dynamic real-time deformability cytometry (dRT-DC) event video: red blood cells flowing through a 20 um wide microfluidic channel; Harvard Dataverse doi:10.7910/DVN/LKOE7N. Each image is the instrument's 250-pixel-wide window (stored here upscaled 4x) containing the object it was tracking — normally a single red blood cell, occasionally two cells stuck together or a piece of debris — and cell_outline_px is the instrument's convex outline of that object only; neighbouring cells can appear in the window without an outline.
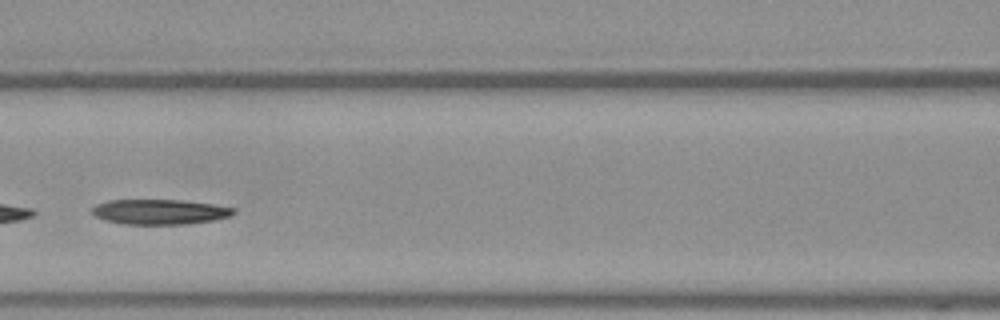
{"species": "Egyptian fruit bat (a non-hibernating species)", "species_latin": "Rousettus aegyptiacus", "temperature_condition": "warm", "stored_images_in_passage": 45, "camera_frame_rate_fps": 3000, "um_per_image_px": 0.085, "frame": {"image": 1, "passage_image": 17, "time_ms": 5.333, "image_size_px": [1000, 320], "cell_outline_px": [[236, 212], [228, 216], [212, 220], [188, 224], [120, 224], [96, 216], [92, 212], [92, 208], [96, 204], [108, 200], [180, 200], [212, 204], [236, 208]], "centroid_in_image_um": [13.57, 18.0], "position_along_channel_um": 153.0, "area_um2": 20.52}}
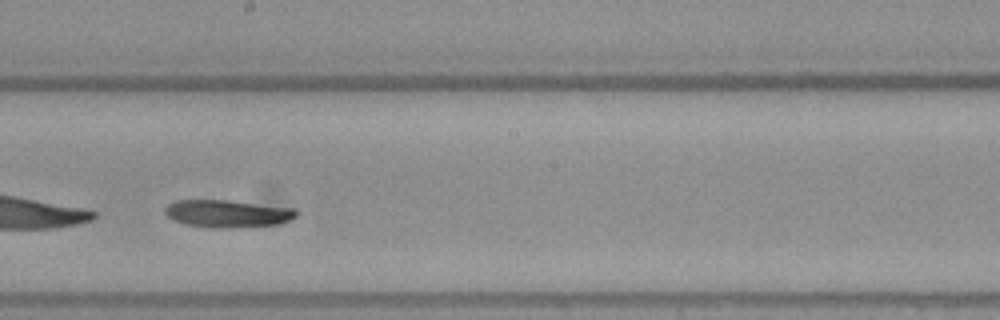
{"frame": {"image": 2, "passage_image": 23, "time_ms": 7.333, "image_size_px": [1000, 320], "cell_outline_px": [[300, 212], [296, 216], [288, 220], [276, 224], [236, 228], [208, 228], [184, 224], [172, 220], [164, 212], [164, 208], [168, 204], [176, 200], [224, 200], [296, 208]], "centroid_in_image_um": [19.31, 18.16], "position_along_channel_um": 228.9, "area_um2": 21.21}}
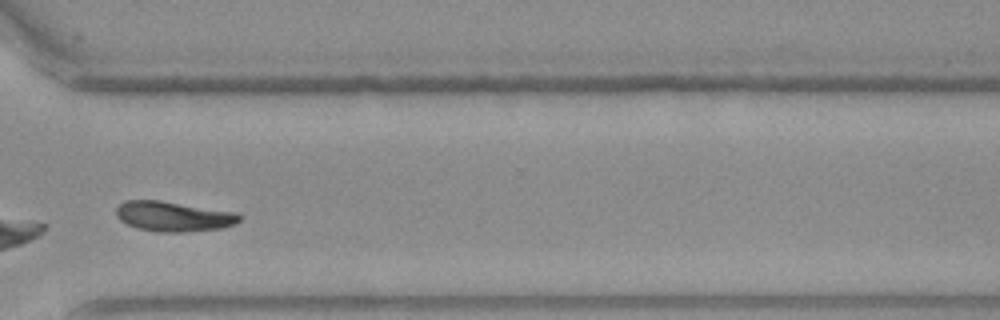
{"frame": {"image": 3, "passage_image": 33, "time_ms": 10.667, "image_size_px": [1000, 320], "cell_outline_px": [[240, 220], [236, 224], [220, 228], [184, 232], [160, 232], [136, 228], [120, 220], [116, 216], [116, 208], [124, 200], [160, 200], [236, 212], [240, 216]], "centroid_in_image_um": [14.72, 18.39], "position_along_channel_um": 355.9, "area_um2": 21.56}, "authors_computed_cell_mechanics": {"area_um2": 21.2126, "velocity_mm_per_s": 3.7979, "shape_relaxation_time_tau1_ms": 1.6709, "shape_relaxation_time_tau2_ms": null, "deformation_change_tau1": 0.2311, "deformation_change_tau2": null}}